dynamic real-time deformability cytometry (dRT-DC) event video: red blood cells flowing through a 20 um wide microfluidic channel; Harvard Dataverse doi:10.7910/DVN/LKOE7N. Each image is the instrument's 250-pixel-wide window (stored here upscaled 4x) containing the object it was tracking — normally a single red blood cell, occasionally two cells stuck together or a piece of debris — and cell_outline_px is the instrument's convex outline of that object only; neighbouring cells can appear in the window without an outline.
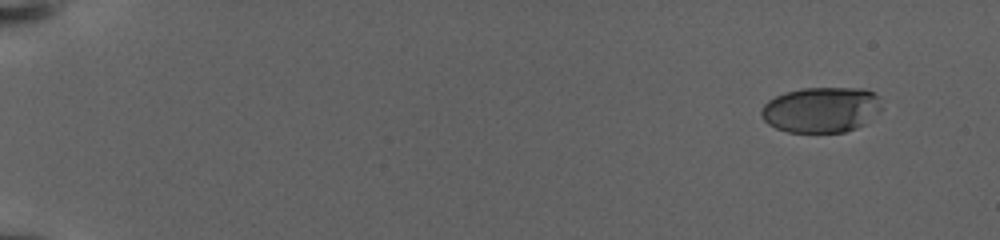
{"species": "human", "species_latin": "Homo sapiens", "temperature_condition": "warm", "stored_images_in_passage": 53, "camera_frame_rate_fps": 3000, "um_per_image_px": 0.085, "donor": {"sex": "female"}, "frame": {"image": 1, "passage_image": 1, "time_ms": 0.0, "image_size_px": [1000, 240], "cell_outline_px": [[884, 108], [864, 124], [856, 128], [844, 132], [788, 132], [776, 128], [768, 124], [760, 116], [760, 112], [764, 104], [768, 100], [784, 92], [804, 88], [864, 88], [876, 92]], "centroid_in_image_um": [69.83, 9.32], "position_along_channel_um": 15.2, "area_um2": 32.31}}
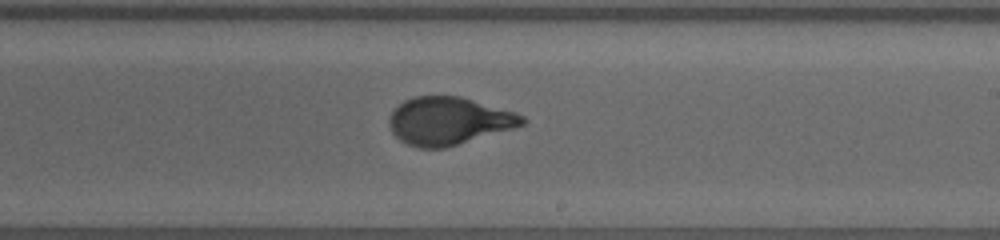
{"frame": {"image": 2, "passage_image": 28, "time_ms": 14.0, "image_size_px": [1000, 240], "cell_outline_px": [[528, 120], [524, 124], [512, 128], [444, 148], [420, 148], [408, 144], [400, 140], [392, 132], [388, 120], [392, 112], [404, 100], [412, 96], [460, 96], [516, 112], [524, 116]], "centroid_in_image_um": [38.14, 10.27], "position_along_channel_um": 250.9, "area_um2": 36.7}}
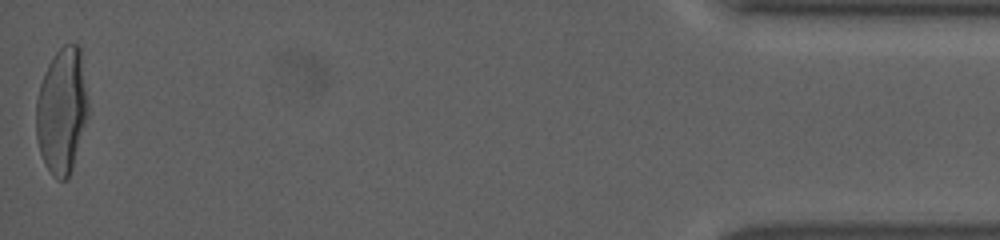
{"frame": {"image": 3, "passage_image": 53, "time_ms": 23.0, "image_size_px": [1000, 240], "cell_outline_px": [[88, 116], [72, 168], [68, 176], [64, 180], [56, 180], [52, 176], [40, 152], [36, 140], [36, 100], [40, 84], [44, 72], [48, 64], [56, 52], [64, 44], [76, 44], [80, 48], [88, 100]], "centroid_in_image_um": [5.25, 9.4], "position_along_channel_um": 429.9, "area_um2": 38.09}, "authors_computed_cell_mechanics": {"area_um2": 36.4718, "velocity_mm_per_s": 2.8755, "shape_relaxation_time_tau1_ms": 6.0126, "shape_relaxation_time_tau2_ms": null, "deformation_change_tau1": 0.2544, "deformation_change_tau2": null}}